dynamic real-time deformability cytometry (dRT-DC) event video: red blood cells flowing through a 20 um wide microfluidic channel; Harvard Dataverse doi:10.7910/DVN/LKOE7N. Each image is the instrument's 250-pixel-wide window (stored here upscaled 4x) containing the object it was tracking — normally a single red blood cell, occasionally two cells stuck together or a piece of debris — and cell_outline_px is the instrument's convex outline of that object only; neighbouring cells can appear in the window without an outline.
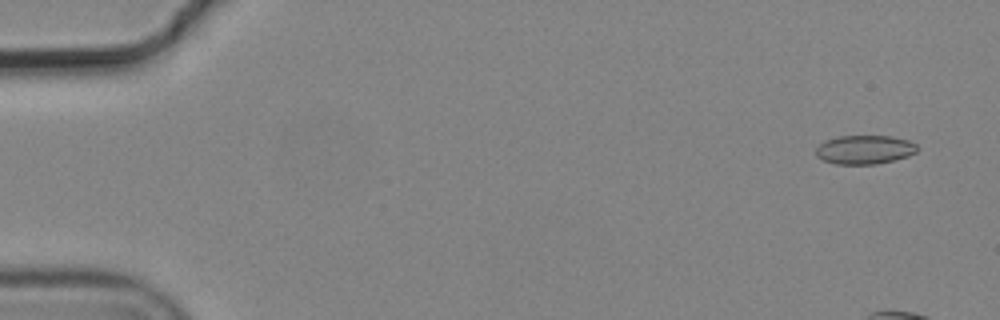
{"species": "common noctule bat (a hibernating species)", "species_latin": "Nyctalus noctula", "temperature_condition": "cold", "stored_images_in_passage": 7, "camera_frame_rate_fps": 3000, "um_per_image_px": 0.085, "animal": {"sex": "male", "body_mass_g": 19.2, "forearm_length_mm": 51.8}, "frame": {"image": 1, "passage_image": 1, "time_ms": 0.0, "image_size_px": [1000, 320], "cell_outline_px": [[920, 148], [916, 152], [908, 156], [876, 164], [836, 164], [824, 160], [816, 156], [816, 148], [824, 140], [840, 136], [892, 136], [908, 140], [916, 144]], "centroid_in_image_um": [73.5, 12.71], "position_along_channel_um": 11.5, "area_um2": 17.05}}